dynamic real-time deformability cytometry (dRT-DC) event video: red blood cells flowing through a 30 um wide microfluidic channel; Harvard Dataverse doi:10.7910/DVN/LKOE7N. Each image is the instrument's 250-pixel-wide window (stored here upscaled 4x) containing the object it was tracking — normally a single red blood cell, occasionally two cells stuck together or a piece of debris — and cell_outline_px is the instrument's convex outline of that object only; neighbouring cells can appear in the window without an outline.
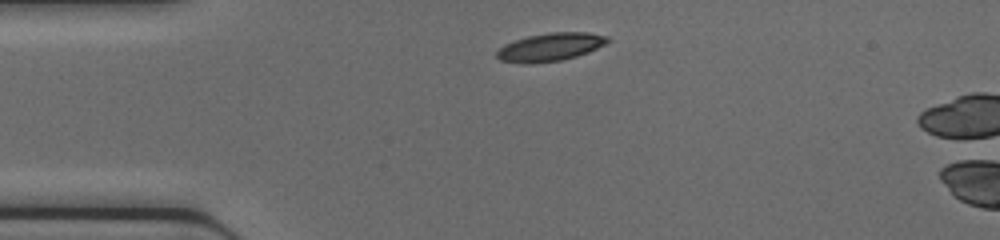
{"species": "common noctule bat (a hibernating species)", "species_latin": "Nyctalus noctula", "temperature_condition": "cold", "stored_images_in_passage": 36, "camera_frame_rate_fps": 3000, "um_per_image_px": 0.085, "animal": {"sex": "female", "body_mass_g": 17.0, "forearm_length_mm": 48.0}, "frame": {"image": 1, "passage_image": 1, "time_ms": 0.0, "image_size_px": [1000, 240], "cell_outline_px": [[612, 40], [588, 52], [576, 56], [560, 60], [528, 64], [500, 60], [496, 56], [496, 52], [504, 44], [528, 36], [548, 32], [588, 32], [608, 36]], "centroid_in_image_um": [46.78, 3.99], "position_along_channel_um": 38.2, "area_um2": 18.03}}
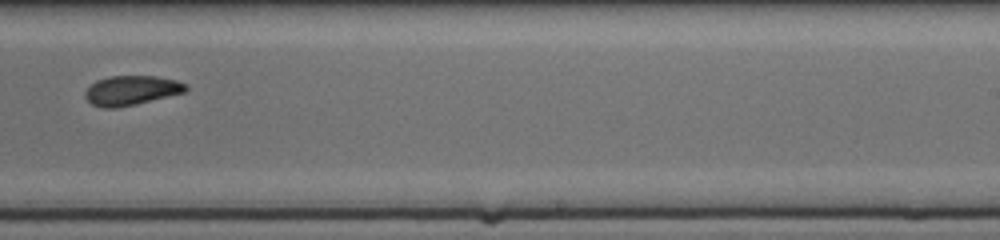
{"frame": {"image": 2, "passage_image": 19, "time_ms": 6.0, "image_size_px": [1000, 240], "cell_outline_px": [[188, 88], [184, 92], [136, 104], [116, 108], [104, 108], [92, 104], [84, 96], [84, 92], [96, 80], [108, 76], [156, 76], [176, 80], [188, 84]], "centroid_in_image_um": [11.16, 7.68], "position_along_channel_um": 277.8, "area_um2": 17.28}}
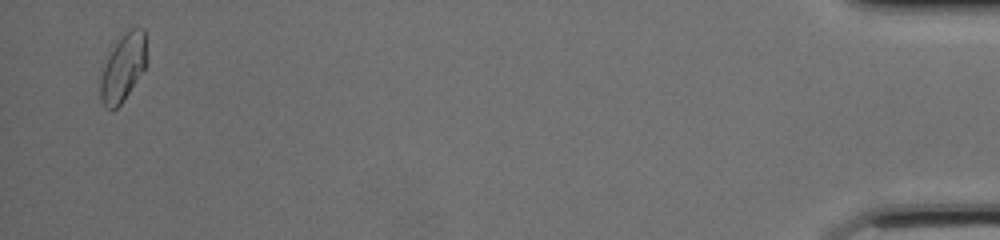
{"frame": {"image": 3, "passage_image": 35, "time_ms": 11.333, "image_size_px": [1000, 240], "cell_outline_px": [[148, 64], [120, 104], [112, 112], [100, 100], [100, 80], [104, 64], [108, 56], [116, 44], [132, 28], [144, 28], [148, 60]], "centroid_in_image_um": [10.49, 5.77], "position_along_channel_um": 424.7, "area_um2": 17.86}}